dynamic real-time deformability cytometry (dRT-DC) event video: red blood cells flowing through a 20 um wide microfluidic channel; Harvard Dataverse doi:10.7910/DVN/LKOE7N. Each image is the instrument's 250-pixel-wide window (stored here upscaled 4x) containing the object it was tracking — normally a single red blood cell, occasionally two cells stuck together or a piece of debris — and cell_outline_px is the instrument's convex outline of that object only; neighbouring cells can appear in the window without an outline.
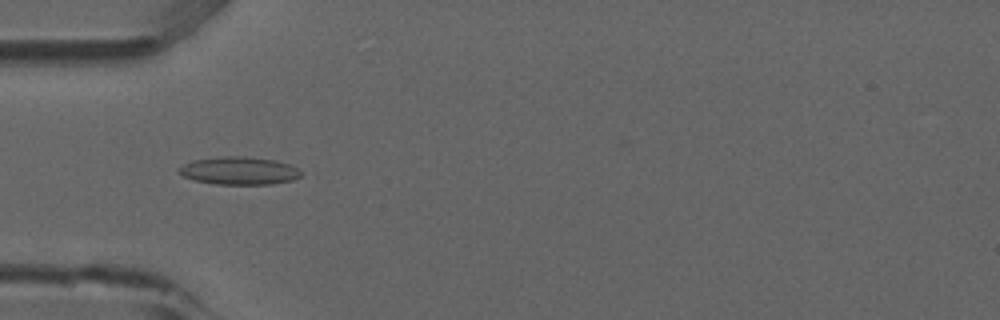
{"species": "common noctule bat (a hibernating species)", "species_latin": "Nyctalus noctula", "temperature_condition": "room temperature", "stored_images_in_passage": 6, "camera_frame_rate_fps": 3000, "um_per_image_px": 0.085, "animal": {"sex": "male", "forearm_length_mm": 52.5}, "frame": {"image": 1, "passage_image": 4, "time_ms": 1.0, "image_size_px": [1000, 320], "cell_outline_px": [[304, 176], [292, 180], [272, 184], [216, 184], [196, 180], [184, 176], [180, 172], [180, 168], [184, 164], [192, 160], [224, 156], [244, 156], [276, 160], [288, 164], [304, 172]], "centroid_in_image_um": [20.4, 14.51], "position_along_channel_um": 64.6, "area_um2": 19.71}}
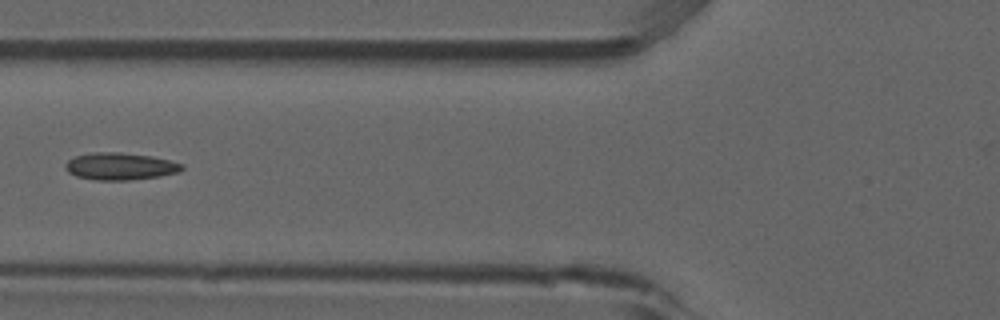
{"frame": {"image": 2, "passage_image": 5, "time_ms": 1.333, "image_size_px": [1000, 320], "cell_outline_px": [[184, 168], [180, 172], [160, 176], [128, 180], [96, 180], [76, 176], [68, 172], [64, 168], [64, 164], [68, 160], [76, 156], [92, 152], [120, 152], [152, 156], [184, 164]], "centroid_in_image_um": [10.21, 14.13], "position_along_channel_um": 115.6, "area_um2": 18.55}}
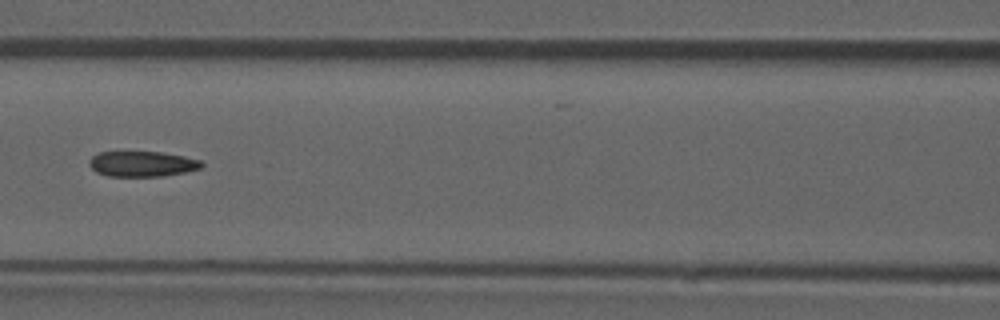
{"frame": {"image": 3, "passage_image": 6, "time_ms": 1.667, "image_size_px": [1000, 320], "cell_outline_px": [[204, 164], [200, 168], [184, 172], [164, 176], [108, 176], [96, 172], [88, 164], [88, 160], [92, 156], [100, 152], [160, 152], [184, 156], [200, 160]], "centroid_in_image_um": [12.06, 13.93], "position_along_channel_um": 154.5, "area_um2": 16.59}}